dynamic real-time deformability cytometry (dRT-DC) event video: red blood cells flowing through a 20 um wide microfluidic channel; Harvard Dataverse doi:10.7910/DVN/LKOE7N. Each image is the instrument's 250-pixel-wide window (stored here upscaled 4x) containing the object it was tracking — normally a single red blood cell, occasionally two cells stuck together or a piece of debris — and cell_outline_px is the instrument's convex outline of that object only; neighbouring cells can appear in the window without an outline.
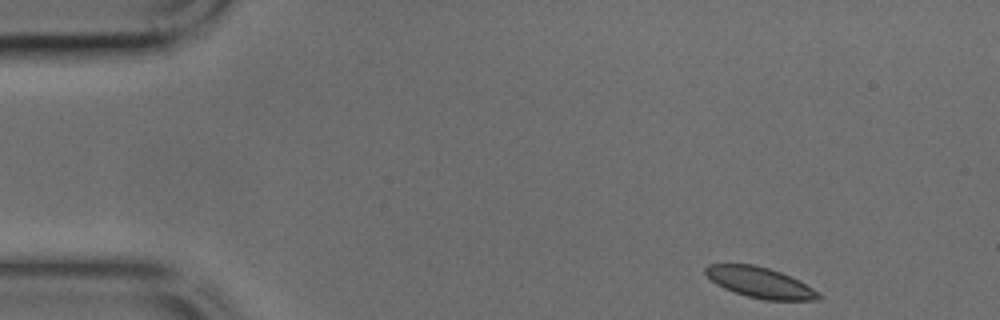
{"species": "common noctule bat (a hibernating species)", "species_latin": "Nyctalus noctula", "temperature_condition": "cold", "stored_images_in_passage": 41, "camera_frame_rate_fps": 3000, "um_per_image_px": 0.085, "animal": {"sex": "male", "body_mass_g": 17.9, "forearm_length_mm": 54.2}, "frame": {"image": 1, "passage_image": 1, "time_ms": 0.0, "image_size_px": [1000, 320], "cell_outline_px": [[824, 296], [820, 300], [764, 300], [748, 296], [724, 288], [716, 284], [704, 272], [704, 268], [708, 264], [756, 264], [780, 272], [820, 292]], "centroid_in_image_um": [64.61, 24.02], "position_along_channel_um": 20.4, "area_um2": 20.0}}
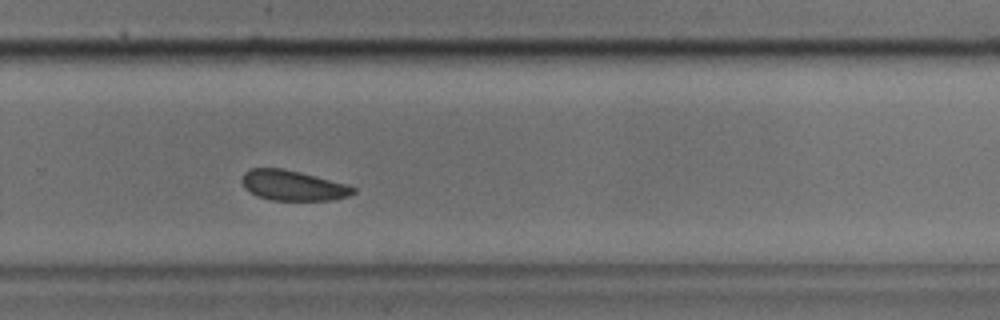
{"frame": {"image": 2, "passage_image": 26, "time_ms": 8.333, "image_size_px": [1000, 320], "cell_outline_px": [[356, 192], [348, 196], [332, 200], [272, 200], [256, 196], [244, 188], [240, 180], [244, 172], [248, 168], [284, 168], [300, 172], [344, 184], [356, 188]], "centroid_in_image_um": [24.83, 15.76], "position_along_channel_um": 305.0, "area_um2": 19.59}}
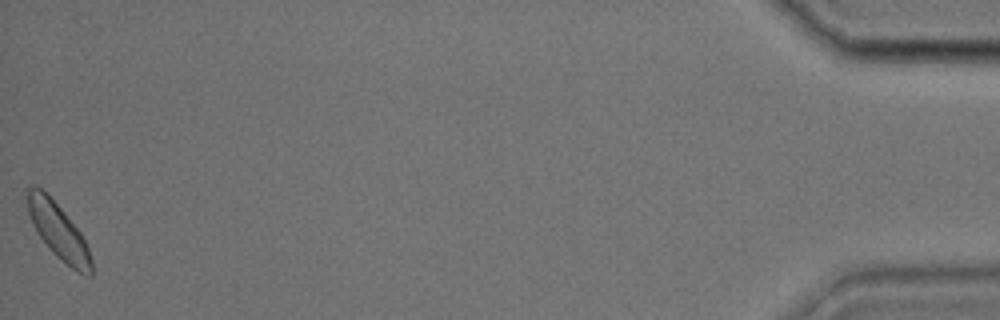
{"frame": {"image": 3, "passage_image": 41, "time_ms": 13.333, "image_size_px": [1000, 320], "cell_outline_px": [[92, 276], [88, 276], [72, 268], [56, 256], [48, 248], [32, 224], [28, 212], [24, 188], [40, 188], [48, 192], [80, 232], [88, 248], [92, 260]], "centroid_in_image_um": [4.93, 19.61], "position_along_channel_um": 430.3, "area_um2": 20.69}}